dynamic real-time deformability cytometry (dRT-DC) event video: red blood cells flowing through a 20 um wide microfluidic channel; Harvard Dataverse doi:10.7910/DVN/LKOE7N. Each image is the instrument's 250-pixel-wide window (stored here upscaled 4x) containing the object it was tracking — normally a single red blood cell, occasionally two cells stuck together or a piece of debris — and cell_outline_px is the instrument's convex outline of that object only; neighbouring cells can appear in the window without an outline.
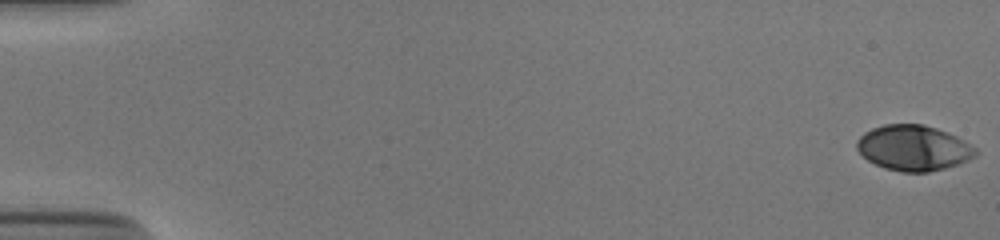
{"species": "human", "species_latin": "Homo sapiens", "temperature_condition": "cold", "stored_images_in_passage": 54, "camera_frame_rate_fps": 3000, "um_per_image_px": 0.085, "donor": {"sex": "male"}, "frame": {"image": 1, "passage_image": 1, "time_ms": 0.0, "image_size_px": [1000, 240], "cell_outline_px": [[980, 152], [976, 156], [968, 160], [944, 168], [928, 172], [900, 172], [884, 168], [868, 160], [856, 148], [856, 140], [864, 132], [872, 128], [884, 124], [924, 124], [948, 132], [956, 136], [976, 148]], "centroid_in_image_um": [77.64, 12.57], "position_along_channel_um": 7.4, "area_um2": 31.5}}
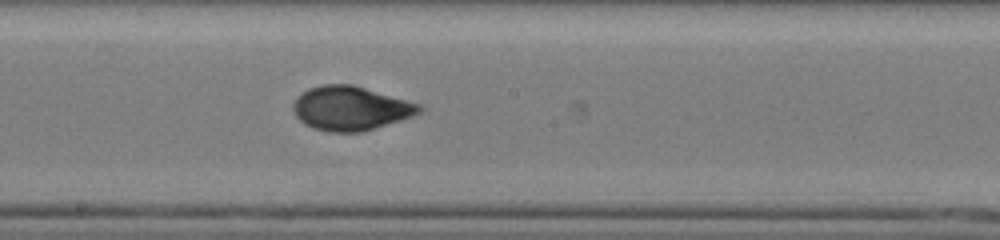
{"frame": {"image": 2, "passage_image": 31, "time_ms": 10.0, "image_size_px": [1000, 240], "cell_outline_px": [[424, 108], [420, 112], [412, 116], [400, 120], [360, 132], [328, 132], [312, 128], [304, 124], [292, 112], [292, 104], [296, 96], [308, 88], [324, 84], [352, 84], [424, 104]], "centroid_in_image_um": [29.79, 9.19], "position_along_channel_um": 218.4, "area_um2": 32.77}}
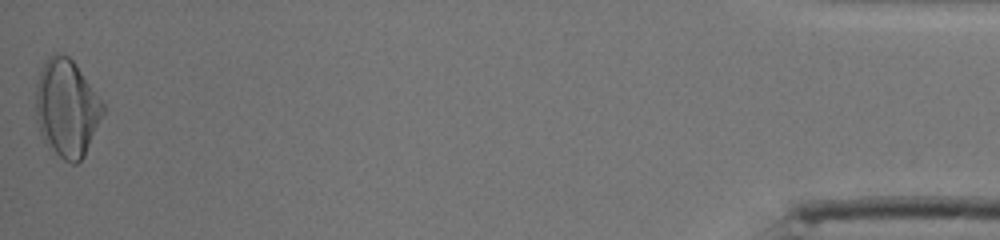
{"frame": {"image": 3, "passage_image": 54, "time_ms": 17.667, "image_size_px": [1000, 240], "cell_outline_px": [[104, 112], [84, 156], [76, 164], [72, 164], [64, 160], [48, 148], [44, 144], [36, 120], [36, 84], [44, 60], [48, 56], [56, 52], [68, 56], [76, 64], [104, 104]], "centroid_in_image_um": [5.65, 9.19], "position_along_channel_um": 429.6, "area_um2": 38.26}, "authors_computed_cell_mechanics": {"area_um2": 31.9056, "velocity_mm_per_s": 3.8865, "shape_relaxation_time_tau1_ms": 3.535, "shape_relaxation_time_tau2_ms": 1.2178, "deformation_change_tau1": 0.1599, "deformation_change_tau2": 0.0524}}